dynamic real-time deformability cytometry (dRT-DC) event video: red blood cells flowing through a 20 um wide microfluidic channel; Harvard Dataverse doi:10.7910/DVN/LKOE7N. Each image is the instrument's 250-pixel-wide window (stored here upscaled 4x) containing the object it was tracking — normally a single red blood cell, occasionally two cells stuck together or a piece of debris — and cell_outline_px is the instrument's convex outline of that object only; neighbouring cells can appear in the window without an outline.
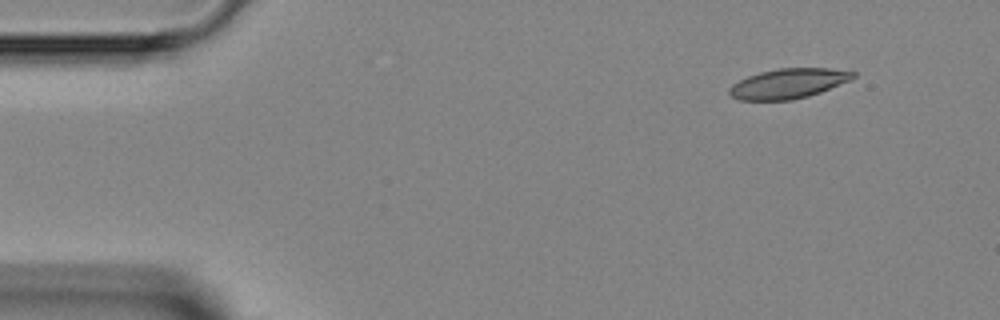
{"species": "Egyptian fruit bat (a non-hibernating species)", "species_latin": "Rousettus aegyptiacus", "temperature_condition": "room temperature", "stored_images_in_passage": 44, "camera_frame_rate_fps": 3000, "um_per_image_px": 0.085, "animal": {"sex": "female"}, "frame": {"image": 1, "passage_image": 2, "time_ms": 0.333, "image_size_px": [1000, 320], "cell_outline_px": [[856, 76], [852, 80], [820, 92], [808, 96], [792, 100], [740, 100], [732, 96], [728, 92], [728, 88], [732, 84], [748, 76], [760, 72], [780, 68], [828, 68], [856, 72]], "centroid_in_image_um": [67.02, 7.1], "position_along_channel_um": 18.0, "area_um2": 21.56}}
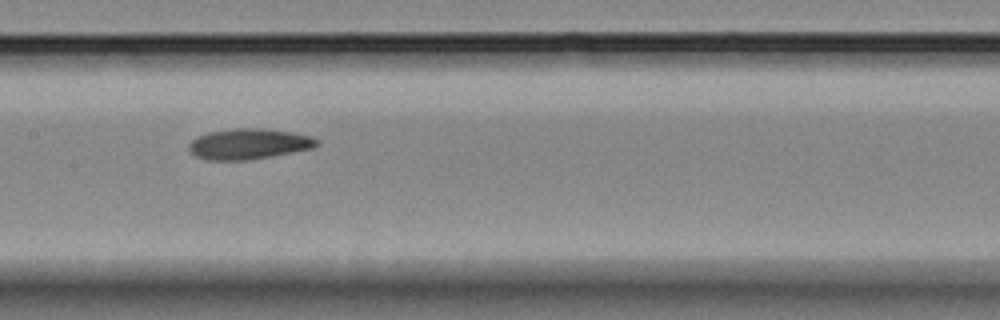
{"frame": {"image": 2, "passage_image": 20, "time_ms": 6.333, "image_size_px": [1000, 320], "cell_outline_px": [[320, 144], [312, 148], [272, 156], [248, 160], [208, 160], [196, 156], [188, 148], [188, 144], [196, 136], [208, 132], [232, 128], [264, 128], [292, 132], [312, 136], [320, 140]], "centroid_in_image_um": [21.16, 12.22], "position_along_channel_um": 186.2, "area_um2": 23.0}}
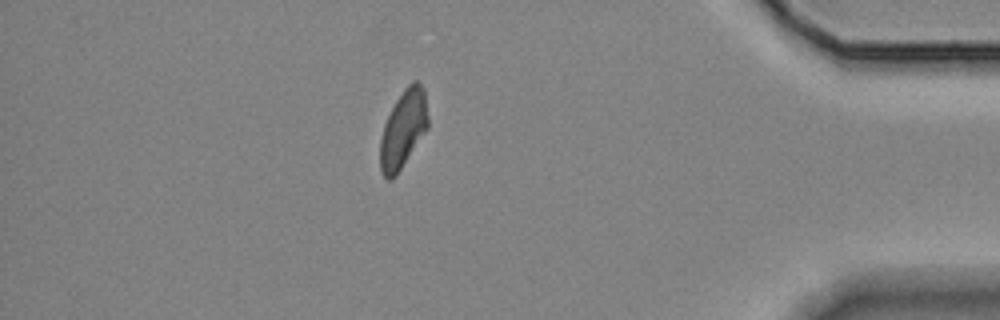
{"frame": {"image": 3, "passage_image": 38, "time_ms": 12.333, "image_size_px": [1000, 320], "cell_outline_px": [[428, 128], [396, 176], [392, 180], [388, 180], [380, 172], [380, 140], [384, 124], [396, 100], [404, 88], [412, 80], [416, 80], [424, 88], [428, 116]], "centroid_in_image_um": [34.27, 10.99], "position_along_channel_um": 400.9, "area_um2": 21.73}}